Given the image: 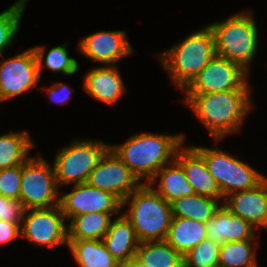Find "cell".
<instances>
[{
	"label": "cell",
	"mask_w": 267,
	"mask_h": 267,
	"mask_svg": "<svg viewBox=\"0 0 267 267\" xmlns=\"http://www.w3.org/2000/svg\"><path fill=\"white\" fill-rule=\"evenodd\" d=\"M251 90H228L209 94H185L188 105L214 140L239 133L246 116L255 107Z\"/></svg>",
	"instance_id": "cell-1"
},
{
	"label": "cell",
	"mask_w": 267,
	"mask_h": 267,
	"mask_svg": "<svg viewBox=\"0 0 267 267\" xmlns=\"http://www.w3.org/2000/svg\"><path fill=\"white\" fill-rule=\"evenodd\" d=\"M184 141L182 133L173 135L142 132L129 137L122 144H110V148L137 179L145 184L162 167L175 160L176 152Z\"/></svg>",
	"instance_id": "cell-2"
},
{
	"label": "cell",
	"mask_w": 267,
	"mask_h": 267,
	"mask_svg": "<svg viewBox=\"0 0 267 267\" xmlns=\"http://www.w3.org/2000/svg\"><path fill=\"white\" fill-rule=\"evenodd\" d=\"M202 28L157 54L170 79L181 91L217 55L212 30L209 25Z\"/></svg>",
	"instance_id": "cell-3"
},
{
	"label": "cell",
	"mask_w": 267,
	"mask_h": 267,
	"mask_svg": "<svg viewBox=\"0 0 267 267\" xmlns=\"http://www.w3.org/2000/svg\"><path fill=\"white\" fill-rule=\"evenodd\" d=\"M127 204L129 208L125 210ZM123 208L121 213L132 223L139 242L166 239L173 218L171 206L148 183L124 199Z\"/></svg>",
	"instance_id": "cell-4"
},
{
	"label": "cell",
	"mask_w": 267,
	"mask_h": 267,
	"mask_svg": "<svg viewBox=\"0 0 267 267\" xmlns=\"http://www.w3.org/2000/svg\"><path fill=\"white\" fill-rule=\"evenodd\" d=\"M208 25L214 35L217 55L239 64L250 73V65L259 44V32L253 13L249 10L240 12Z\"/></svg>",
	"instance_id": "cell-5"
},
{
	"label": "cell",
	"mask_w": 267,
	"mask_h": 267,
	"mask_svg": "<svg viewBox=\"0 0 267 267\" xmlns=\"http://www.w3.org/2000/svg\"><path fill=\"white\" fill-rule=\"evenodd\" d=\"M110 144L101 140H73L59 148L53 167L58 187L86 183Z\"/></svg>",
	"instance_id": "cell-6"
},
{
	"label": "cell",
	"mask_w": 267,
	"mask_h": 267,
	"mask_svg": "<svg viewBox=\"0 0 267 267\" xmlns=\"http://www.w3.org/2000/svg\"><path fill=\"white\" fill-rule=\"evenodd\" d=\"M193 147L204 157L209 173L216 180L225 198L232 193L252 189L266 178L248 163L219 147Z\"/></svg>",
	"instance_id": "cell-7"
},
{
	"label": "cell",
	"mask_w": 267,
	"mask_h": 267,
	"mask_svg": "<svg viewBox=\"0 0 267 267\" xmlns=\"http://www.w3.org/2000/svg\"><path fill=\"white\" fill-rule=\"evenodd\" d=\"M51 165L40 153L23 163L20 202L25 210L60 205V189Z\"/></svg>",
	"instance_id": "cell-8"
},
{
	"label": "cell",
	"mask_w": 267,
	"mask_h": 267,
	"mask_svg": "<svg viewBox=\"0 0 267 267\" xmlns=\"http://www.w3.org/2000/svg\"><path fill=\"white\" fill-rule=\"evenodd\" d=\"M248 75L239 64L216 55L182 92L209 94L228 90H252Z\"/></svg>",
	"instance_id": "cell-9"
},
{
	"label": "cell",
	"mask_w": 267,
	"mask_h": 267,
	"mask_svg": "<svg viewBox=\"0 0 267 267\" xmlns=\"http://www.w3.org/2000/svg\"><path fill=\"white\" fill-rule=\"evenodd\" d=\"M61 206L27 209L21 224V237L40 247L68 245V224Z\"/></svg>",
	"instance_id": "cell-10"
},
{
	"label": "cell",
	"mask_w": 267,
	"mask_h": 267,
	"mask_svg": "<svg viewBox=\"0 0 267 267\" xmlns=\"http://www.w3.org/2000/svg\"><path fill=\"white\" fill-rule=\"evenodd\" d=\"M0 63V103L37 87L41 81L32 47Z\"/></svg>",
	"instance_id": "cell-11"
},
{
	"label": "cell",
	"mask_w": 267,
	"mask_h": 267,
	"mask_svg": "<svg viewBox=\"0 0 267 267\" xmlns=\"http://www.w3.org/2000/svg\"><path fill=\"white\" fill-rule=\"evenodd\" d=\"M86 183L112 193L121 202L142 184L111 148L101 157Z\"/></svg>",
	"instance_id": "cell-12"
},
{
	"label": "cell",
	"mask_w": 267,
	"mask_h": 267,
	"mask_svg": "<svg viewBox=\"0 0 267 267\" xmlns=\"http://www.w3.org/2000/svg\"><path fill=\"white\" fill-rule=\"evenodd\" d=\"M60 192V206L66 220L91 213H121L122 202L112 193L89 186L87 183L72 186L69 193Z\"/></svg>",
	"instance_id": "cell-13"
},
{
	"label": "cell",
	"mask_w": 267,
	"mask_h": 267,
	"mask_svg": "<svg viewBox=\"0 0 267 267\" xmlns=\"http://www.w3.org/2000/svg\"><path fill=\"white\" fill-rule=\"evenodd\" d=\"M79 53L103 65H117L126 56L134 53L126 30L98 31L79 40Z\"/></svg>",
	"instance_id": "cell-14"
},
{
	"label": "cell",
	"mask_w": 267,
	"mask_h": 267,
	"mask_svg": "<svg viewBox=\"0 0 267 267\" xmlns=\"http://www.w3.org/2000/svg\"><path fill=\"white\" fill-rule=\"evenodd\" d=\"M175 160L184 169L187 181L194 189L195 194L219 200L224 204L225 197L216 180L209 173L204 157L193 145H182L176 152Z\"/></svg>",
	"instance_id": "cell-15"
},
{
	"label": "cell",
	"mask_w": 267,
	"mask_h": 267,
	"mask_svg": "<svg viewBox=\"0 0 267 267\" xmlns=\"http://www.w3.org/2000/svg\"><path fill=\"white\" fill-rule=\"evenodd\" d=\"M223 205L255 229H267V177L252 189L228 195Z\"/></svg>",
	"instance_id": "cell-16"
},
{
	"label": "cell",
	"mask_w": 267,
	"mask_h": 267,
	"mask_svg": "<svg viewBox=\"0 0 267 267\" xmlns=\"http://www.w3.org/2000/svg\"><path fill=\"white\" fill-rule=\"evenodd\" d=\"M83 90L99 102L114 106L126 93L118 65L92 67L83 78Z\"/></svg>",
	"instance_id": "cell-17"
},
{
	"label": "cell",
	"mask_w": 267,
	"mask_h": 267,
	"mask_svg": "<svg viewBox=\"0 0 267 267\" xmlns=\"http://www.w3.org/2000/svg\"><path fill=\"white\" fill-rule=\"evenodd\" d=\"M254 229L248 221L235 215L222 204L213 218L206 223V236L222 245L224 242L256 239Z\"/></svg>",
	"instance_id": "cell-18"
},
{
	"label": "cell",
	"mask_w": 267,
	"mask_h": 267,
	"mask_svg": "<svg viewBox=\"0 0 267 267\" xmlns=\"http://www.w3.org/2000/svg\"><path fill=\"white\" fill-rule=\"evenodd\" d=\"M114 217L102 241L112 256L123 264L135 257L140 242L132 223L122 213Z\"/></svg>",
	"instance_id": "cell-19"
},
{
	"label": "cell",
	"mask_w": 267,
	"mask_h": 267,
	"mask_svg": "<svg viewBox=\"0 0 267 267\" xmlns=\"http://www.w3.org/2000/svg\"><path fill=\"white\" fill-rule=\"evenodd\" d=\"M157 182V188L153 187ZM148 184L169 203L180 197L195 195L184 169L176 160L162 167Z\"/></svg>",
	"instance_id": "cell-20"
},
{
	"label": "cell",
	"mask_w": 267,
	"mask_h": 267,
	"mask_svg": "<svg viewBox=\"0 0 267 267\" xmlns=\"http://www.w3.org/2000/svg\"><path fill=\"white\" fill-rule=\"evenodd\" d=\"M206 238V224L193 219L173 217L165 241L184 256Z\"/></svg>",
	"instance_id": "cell-21"
},
{
	"label": "cell",
	"mask_w": 267,
	"mask_h": 267,
	"mask_svg": "<svg viewBox=\"0 0 267 267\" xmlns=\"http://www.w3.org/2000/svg\"><path fill=\"white\" fill-rule=\"evenodd\" d=\"M119 214L91 212L73 217L68 224V240H102L112 216Z\"/></svg>",
	"instance_id": "cell-22"
},
{
	"label": "cell",
	"mask_w": 267,
	"mask_h": 267,
	"mask_svg": "<svg viewBox=\"0 0 267 267\" xmlns=\"http://www.w3.org/2000/svg\"><path fill=\"white\" fill-rule=\"evenodd\" d=\"M67 246L79 267H121L102 240H68Z\"/></svg>",
	"instance_id": "cell-23"
},
{
	"label": "cell",
	"mask_w": 267,
	"mask_h": 267,
	"mask_svg": "<svg viewBox=\"0 0 267 267\" xmlns=\"http://www.w3.org/2000/svg\"><path fill=\"white\" fill-rule=\"evenodd\" d=\"M27 130L0 134V170L23 164L36 145Z\"/></svg>",
	"instance_id": "cell-24"
},
{
	"label": "cell",
	"mask_w": 267,
	"mask_h": 267,
	"mask_svg": "<svg viewBox=\"0 0 267 267\" xmlns=\"http://www.w3.org/2000/svg\"><path fill=\"white\" fill-rule=\"evenodd\" d=\"M222 202L209 197L192 195L180 197L170 202L173 217L193 219L201 223H208L220 208Z\"/></svg>",
	"instance_id": "cell-25"
},
{
	"label": "cell",
	"mask_w": 267,
	"mask_h": 267,
	"mask_svg": "<svg viewBox=\"0 0 267 267\" xmlns=\"http://www.w3.org/2000/svg\"><path fill=\"white\" fill-rule=\"evenodd\" d=\"M68 43L55 46L50 50H45V46H32V50L35 54L38 74L41 79L42 69L47 68L53 72H59L66 76L74 75L79 69L78 61L70 57L69 51H67ZM47 51V54L46 52Z\"/></svg>",
	"instance_id": "cell-26"
},
{
	"label": "cell",
	"mask_w": 267,
	"mask_h": 267,
	"mask_svg": "<svg viewBox=\"0 0 267 267\" xmlns=\"http://www.w3.org/2000/svg\"><path fill=\"white\" fill-rule=\"evenodd\" d=\"M135 257L148 267H184L183 256L165 240L140 242Z\"/></svg>",
	"instance_id": "cell-27"
},
{
	"label": "cell",
	"mask_w": 267,
	"mask_h": 267,
	"mask_svg": "<svg viewBox=\"0 0 267 267\" xmlns=\"http://www.w3.org/2000/svg\"><path fill=\"white\" fill-rule=\"evenodd\" d=\"M256 242V239L224 242L220 248L218 267H258L256 251L259 244Z\"/></svg>",
	"instance_id": "cell-28"
},
{
	"label": "cell",
	"mask_w": 267,
	"mask_h": 267,
	"mask_svg": "<svg viewBox=\"0 0 267 267\" xmlns=\"http://www.w3.org/2000/svg\"><path fill=\"white\" fill-rule=\"evenodd\" d=\"M27 3L28 0H17L0 13V58L4 56L5 49L14 44Z\"/></svg>",
	"instance_id": "cell-29"
},
{
	"label": "cell",
	"mask_w": 267,
	"mask_h": 267,
	"mask_svg": "<svg viewBox=\"0 0 267 267\" xmlns=\"http://www.w3.org/2000/svg\"><path fill=\"white\" fill-rule=\"evenodd\" d=\"M221 245L206 238L183 256L184 267H218Z\"/></svg>",
	"instance_id": "cell-30"
},
{
	"label": "cell",
	"mask_w": 267,
	"mask_h": 267,
	"mask_svg": "<svg viewBox=\"0 0 267 267\" xmlns=\"http://www.w3.org/2000/svg\"><path fill=\"white\" fill-rule=\"evenodd\" d=\"M23 164L0 170V194L8 199L20 201Z\"/></svg>",
	"instance_id": "cell-31"
},
{
	"label": "cell",
	"mask_w": 267,
	"mask_h": 267,
	"mask_svg": "<svg viewBox=\"0 0 267 267\" xmlns=\"http://www.w3.org/2000/svg\"><path fill=\"white\" fill-rule=\"evenodd\" d=\"M25 208L19 200L8 199L0 194V220L22 224Z\"/></svg>",
	"instance_id": "cell-32"
},
{
	"label": "cell",
	"mask_w": 267,
	"mask_h": 267,
	"mask_svg": "<svg viewBox=\"0 0 267 267\" xmlns=\"http://www.w3.org/2000/svg\"><path fill=\"white\" fill-rule=\"evenodd\" d=\"M73 91L75 90L71 89L69 85L56 81V83L48 87V97L56 104H65L70 101Z\"/></svg>",
	"instance_id": "cell-33"
},
{
	"label": "cell",
	"mask_w": 267,
	"mask_h": 267,
	"mask_svg": "<svg viewBox=\"0 0 267 267\" xmlns=\"http://www.w3.org/2000/svg\"><path fill=\"white\" fill-rule=\"evenodd\" d=\"M21 225L0 220V245L9 244L17 237H21Z\"/></svg>",
	"instance_id": "cell-34"
},
{
	"label": "cell",
	"mask_w": 267,
	"mask_h": 267,
	"mask_svg": "<svg viewBox=\"0 0 267 267\" xmlns=\"http://www.w3.org/2000/svg\"><path fill=\"white\" fill-rule=\"evenodd\" d=\"M121 267H148L139 261L136 257H132L127 262L121 264Z\"/></svg>",
	"instance_id": "cell-35"
}]
</instances>
